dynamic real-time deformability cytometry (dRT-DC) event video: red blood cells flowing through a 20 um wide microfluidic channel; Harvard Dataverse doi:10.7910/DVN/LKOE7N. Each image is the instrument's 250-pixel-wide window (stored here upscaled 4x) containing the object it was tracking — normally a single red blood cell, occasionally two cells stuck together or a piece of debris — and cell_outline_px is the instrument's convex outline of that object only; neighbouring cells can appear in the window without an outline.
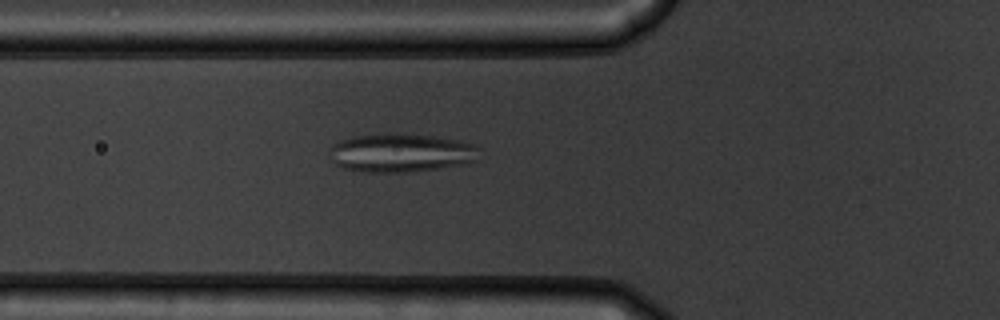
{"species": "common noctule bat (a hibernating species)", "species_latin": "Nyctalus noctula", "temperature_condition": "warm", "stored_images_in_passage": 55, "camera_frame_rate_fps": 3000, "um_per_image_px": 0.085, "animal": {"sex": "male", "body_mass_g": 19.5, "forearm_length_mm": 54.6}, "frame": {"image": 1, "passage_image": 20, "time_ms": 6.333, "image_size_px": [1000, 320], "cell_outline_px": [[480, 148], [476, 160], [460, 164], [440, 168], [412, 172], [364, 172], [344, 168], [328, 160], [328, 148], [340, 140], [352, 136], [432, 136], [460, 140], [476, 144]], "centroid_in_image_um": [34.06, 13.03], "position_along_channel_um": 91.7, "area_um2": 33.12}}
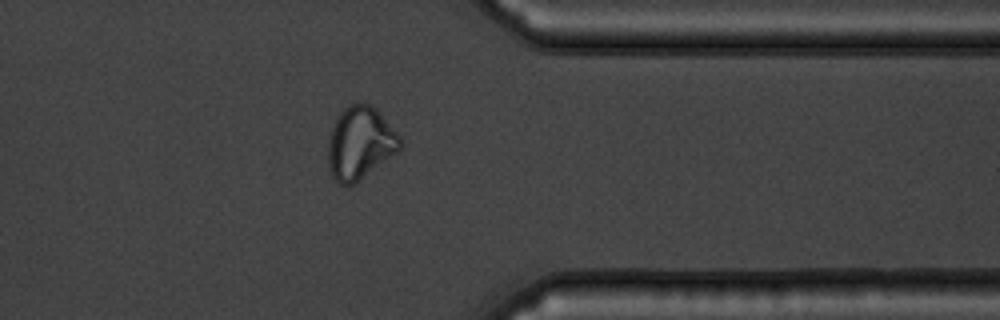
{"frame": {"image": 2, "passage_image": 44, "time_ms": 14.333, "image_size_px": [1000, 320], "cell_outline_px": [[404, 144], [400, 152], [348, 188], [336, 184], [328, 168], [328, 140], [332, 128], [340, 112], [348, 104], [368, 104], [376, 108], [404, 140]], "centroid_in_image_um": [30.64, 12.22], "position_along_channel_um": 380.8, "area_um2": 31.15}}
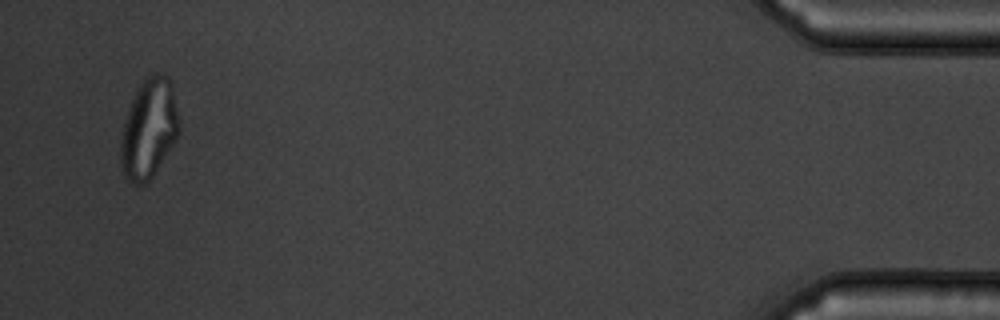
{"frame": {"image": 3, "passage_image": 53, "time_ms": 17.333, "image_size_px": [1000, 320], "cell_outline_px": [[180, 128], [176, 140], [152, 176], [144, 184], [136, 184], [128, 180], [124, 176], [120, 160], [120, 140], [124, 120], [128, 108], [136, 88], [152, 72], [156, 72], [168, 76], [172, 84], [180, 124]], "centroid_in_image_um": [12.65, 10.91], "position_along_channel_um": 422.6, "area_um2": 34.04}}